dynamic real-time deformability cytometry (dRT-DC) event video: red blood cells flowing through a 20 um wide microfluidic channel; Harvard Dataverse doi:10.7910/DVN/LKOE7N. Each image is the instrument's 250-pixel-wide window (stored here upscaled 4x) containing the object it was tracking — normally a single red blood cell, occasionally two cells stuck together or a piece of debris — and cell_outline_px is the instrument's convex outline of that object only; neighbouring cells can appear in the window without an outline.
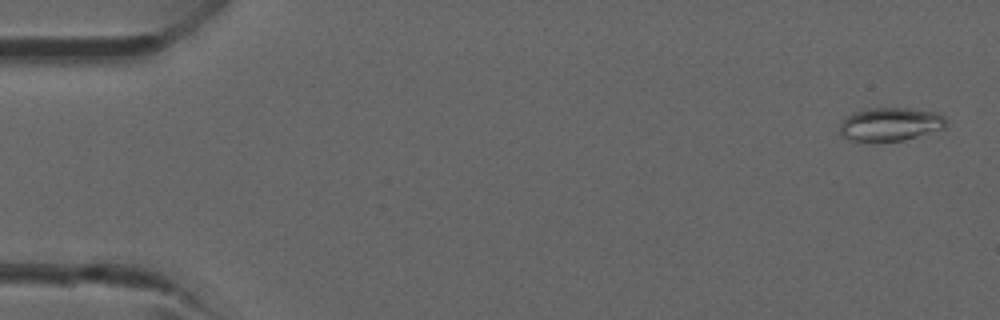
{"species": "common noctule bat (a hibernating species)", "species_latin": "Nyctalus noctula", "temperature_condition": "room temperature", "stored_images_in_passage": 11, "camera_frame_rate_fps": 3000, "um_per_image_px": 0.085, "animal": {"sex": "male", "forearm_length_mm": 52.5}, "frame": {"image": 1, "passage_image": 2, "time_ms": 0.333, "image_size_px": [1000, 320], "cell_outline_px": [[944, 128], [904, 140], [848, 140], [840, 136], [840, 124], [844, 116], [852, 112], [868, 108], [908, 108], [936, 112], [944, 116]], "centroid_in_image_um": [75.61, 10.54], "position_along_channel_um": 9.4, "area_um2": 20.52}}